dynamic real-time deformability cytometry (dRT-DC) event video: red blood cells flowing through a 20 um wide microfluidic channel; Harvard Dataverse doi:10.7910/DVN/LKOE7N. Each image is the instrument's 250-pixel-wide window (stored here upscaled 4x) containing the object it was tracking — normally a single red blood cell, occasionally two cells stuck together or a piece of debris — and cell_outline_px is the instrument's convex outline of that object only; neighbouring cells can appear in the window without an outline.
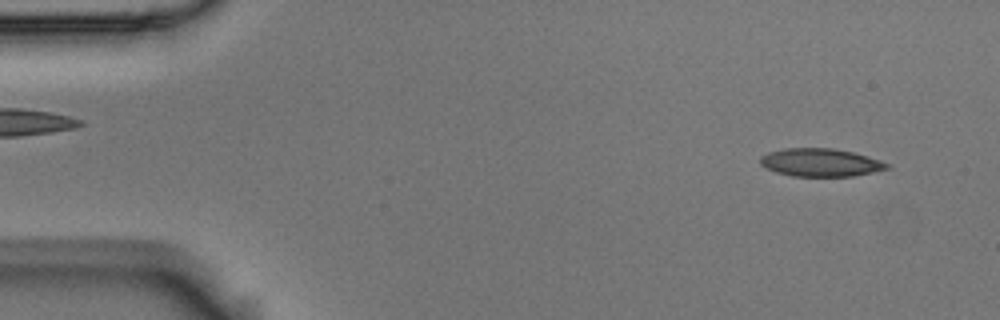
{"species": "Egyptian fruit bat (a non-hibernating species)", "species_latin": "Rousettus aegyptiacus", "temperature_condition": "room temperature", "stored_images_in_passage": 2, "camera_frame_rate_fps": 3000, "um_per_image_px": 0.085, "animal": {"sex": "male"}, "frame": {"image": 1, "passage_image": 2, "time_ms": 0.333, "image_size_px": [1000, 320], "cell_outline_px": [[892, 168], [852, 176], [792, 176], [776, 172], [760, 164], [760, 156], [768, 152], [784, 148], [832, 148], [852, 152], [868, 156], [880, 160], [888, 164]], "centroid_in_image_um": [69.74, 13.81], "position_along_channel_um": 15.3, "area_um2": 20.63}}